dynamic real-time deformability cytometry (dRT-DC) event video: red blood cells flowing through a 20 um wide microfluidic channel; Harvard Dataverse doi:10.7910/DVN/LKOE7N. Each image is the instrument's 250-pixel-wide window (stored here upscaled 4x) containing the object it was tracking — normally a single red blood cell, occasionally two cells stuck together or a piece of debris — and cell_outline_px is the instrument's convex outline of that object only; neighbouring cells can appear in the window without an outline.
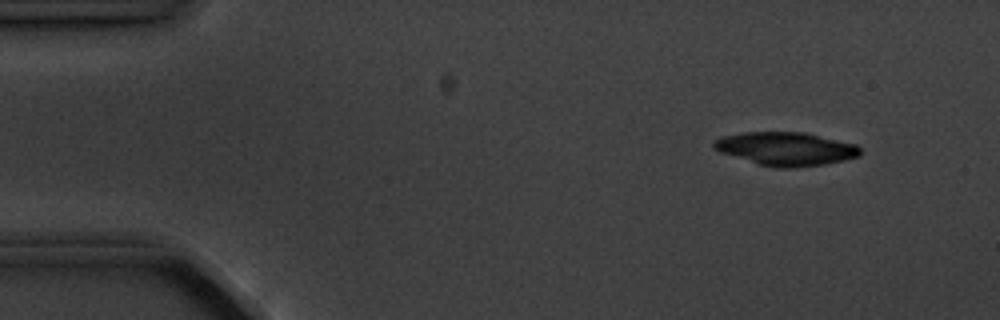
{"species": "common noctule bat (a hibernating species)", "species_latin": "Nyctalus noctula", "temperature_condition": "cold", "stored_images_in_passage": 4, "camera_frame_rate_fps": 3000, "um_per_image_px": 0.085, "animal": {"sex": "male", "body_mass_g": 20.1, "forearm_length_mm": 53.5}, "frame": {"image": 1, "passage_image": 2, "time_ms": 1.333, "image_size_px": [1000, 320], "cell_outline_px": [[860, 156], [844, 160], [824, 164], [796, 168], [772, 168], [756, 164], [720, 152], [712, 148], [712, 144], [720, 136], [740, 132], [804, 132], [856, 144], [860, 148]], "centroid_in_image_um": [66.76, 12.65], "position_along_channel_um": 18.2, "area_um2": 28.78}}